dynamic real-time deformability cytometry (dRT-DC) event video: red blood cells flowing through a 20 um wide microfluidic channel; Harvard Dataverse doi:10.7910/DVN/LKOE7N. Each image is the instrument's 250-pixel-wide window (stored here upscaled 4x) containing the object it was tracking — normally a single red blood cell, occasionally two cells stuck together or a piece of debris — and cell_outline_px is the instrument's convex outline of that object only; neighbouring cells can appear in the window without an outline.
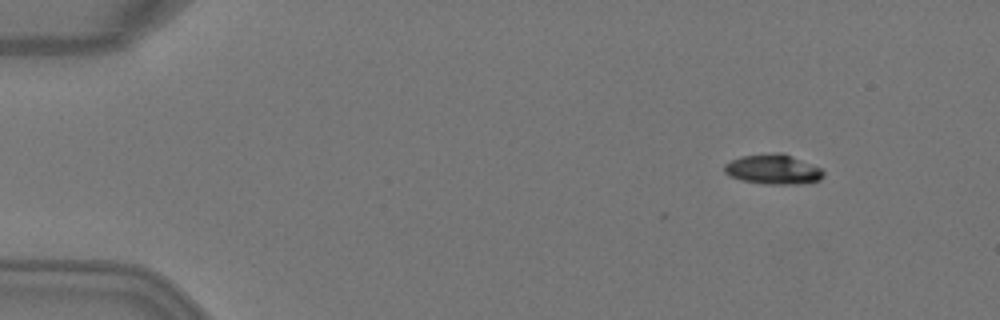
{"species": "Egyptian fruit bat (a non-hibernating species)", "species_latin": "Rousettus aegyptiacus", "temperature_condition": "warm", "stored_images_in_passage": 6, "camera_frame_rate_fps": 3000, "um_per_image_px": 0.085, "animal": {"sex": "female"}, "frame": {"image": 1, "passage_image": 2, "time_ms": 0.333, "image_size_px": [1000, 320], "cell_outline_px": [[824, 176], [820, 180], [800, 184], [764, 184], [740, 180], [728, 176], [724, 172], [724, 164], [740, 156], [776, 152], [784, 152], [820, 168], [824, 172]], "centroid_in_image_um": [65.69, 14.39], "position_along_channel_um": 19.3, "area_um2": 17.46}}
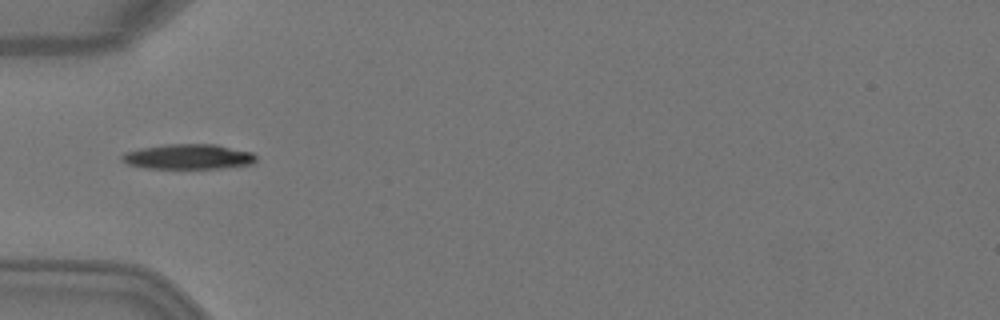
{"frame": {"image": 2, "passage_image": 5, "time_ms": 1.333, "image_size_px": [1000, 320], "cell_outline_px": [[256, 160], [252, 164], [224, 168], [144, 168], [128, 164], [120, 160], [120, 156], [124, 152], [140, 148], [168, 144], [216, 144], [252, 152], [256, 156]], "centroid_in_image_um": [15.99, 13.32], "position_along_channel_um": 69.0, "area_um2": 19.71}}